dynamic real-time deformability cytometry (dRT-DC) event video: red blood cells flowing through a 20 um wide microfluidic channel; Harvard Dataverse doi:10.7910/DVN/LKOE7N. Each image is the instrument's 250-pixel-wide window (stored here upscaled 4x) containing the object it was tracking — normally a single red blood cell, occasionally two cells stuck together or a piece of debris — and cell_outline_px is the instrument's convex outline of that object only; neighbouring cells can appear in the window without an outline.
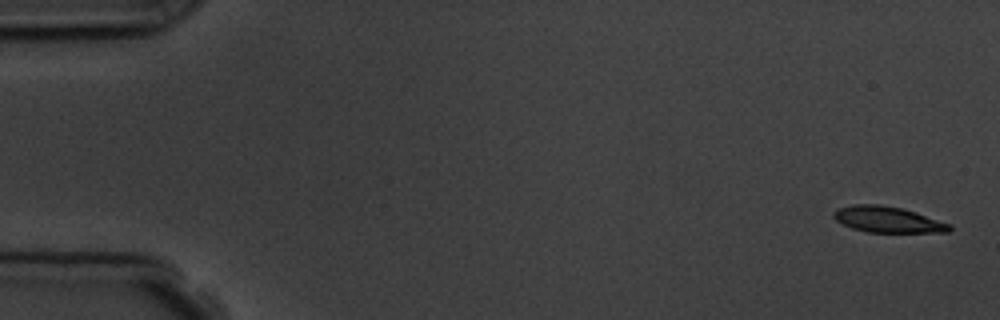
{"species": "common noctule bat (a hibernating species)", "species_latin": "Nyctalus noctula", "temperature_condition": "room temperature", "stored_images_in_passage": 5, "camera_frame_rate_fps": 3000, "um_per_image_px": 0.085, "animal": {"sex": "male", "body_mass_g": 19.5, "forearm_length_mm": 54.6}, "frame": {"image": 1, "passage_image": 1, "time_ms": 0.0, "image_size_px": [1000, 320], "cell_outline_px": [[952, 228], [948, 232], [868, 232], [852, 228], [836, 220], [832, 216], [832, 212], [836, 208], [856, 204], [880, 204], [900, 208], [916, 212], [952, 224]], "centroid_in_image_um": [75.45, 18.65], "position_along_channel_um": 9.5, "area_um2": 17.57}}
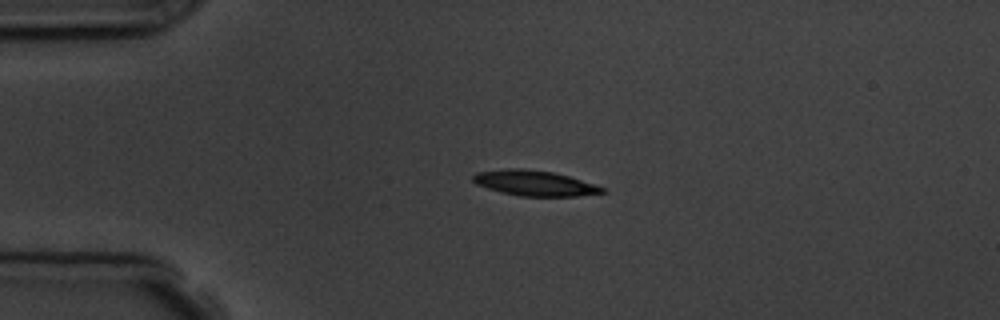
{"frame": {"image": 2, "passage_image": 4, "time_ms": 3.667, "image_size_px": [1000, 320], "cell_outline_px": [[608, 192], [576, 196], [520, 196], [500, 192], [476, 184], [472, 180], [472, 176], [476, 172], [508, 168], [520, 168], [552, 172], [568, 176], [604, 188]], "centroid_in_image_um": [45.39, 15.57], "position_along_channel_um": 39.6, "area_um2": 18.9}}